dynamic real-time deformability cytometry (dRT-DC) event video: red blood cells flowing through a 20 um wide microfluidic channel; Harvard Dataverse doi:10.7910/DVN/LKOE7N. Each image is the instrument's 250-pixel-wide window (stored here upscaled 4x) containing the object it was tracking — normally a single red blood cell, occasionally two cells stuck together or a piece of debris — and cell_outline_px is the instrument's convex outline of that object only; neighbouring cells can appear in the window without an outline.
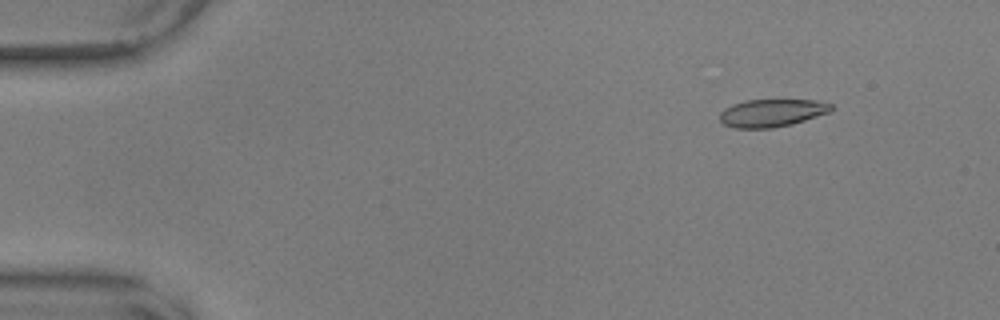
{"species": "common noctule bat (a hibernating species)", "species_latin": "Nyctalus noctula", "temperature_condition": "warm", "stored_images_in_passage": 57, "camera_frame_rate_fps": 3000, "um_per_image_px": 0.085, "animal": {"sex": "male", "body_mass_g": 17.9, "forearm_length_mm": 54.2}, "frame": {"image": 1, "passage_image": 7, "time_ms": 2.0, "image_size_px": [1000, 320], "cell_outline_px": [[832, 108], [828, 112], [792, 124], [772, 128], [732, 128], [724, 124], [720, 120], [720, 112], [724, 108], [732, 104], [744, 100], [816, 100], [832, 104]], "centroid_in_image_um": [65.55, 9.6], "position_along_channel_um": 19.4, "area_um2": 17.92}}
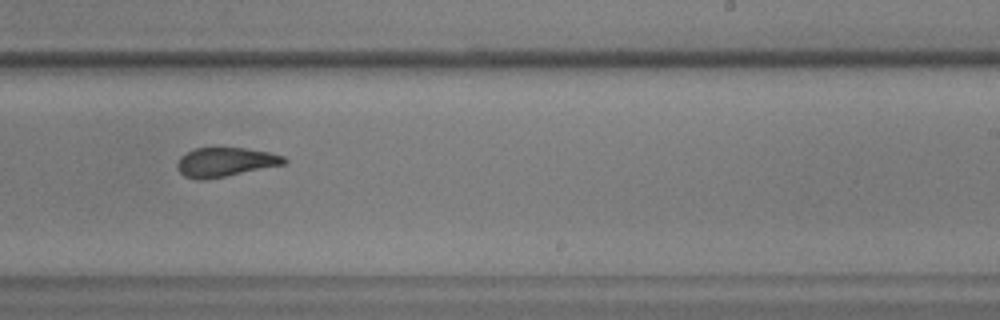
{"frame": {"image": 2, "passage_image": 36, "time_ms": 11.667, "image_size_px": [1000, 320], "cell_outline_px": [[288, 160], [284, 164], [204, 180], [196, 180], [184, 176], [176, 168], [176, 164], [180, 156], [196, 148], [244, 148], [268, 152], [284, 156]], "centroid_in_image_um": [19.11, 13.78], "position_along_channel_um": 269.9, "area_um2": 17.98}}
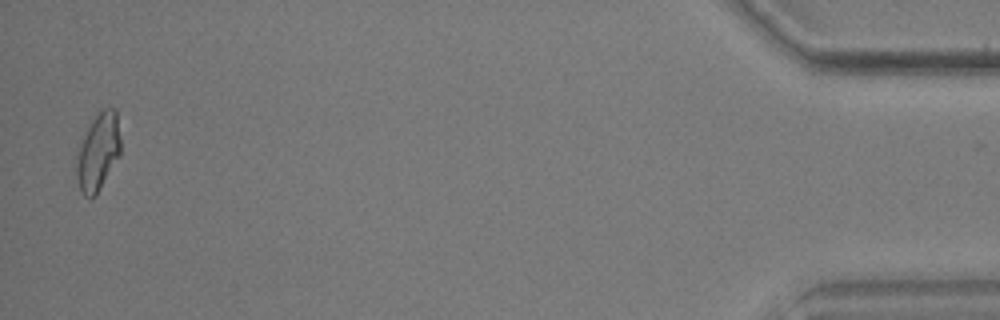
{"frame": {"image": 3, "passage_image": 56, "time_ms": 18.333, "image_size_px": [1000, 320], "cell_outline_px": [[120, 156], [96, 196], [92, 200], [84, 196], [80, 192], [76, 176], [76, 164], [80, 144], [92, 120], [104, 108], [116, 108], [120, 136]], "centroid_in_image_um": [8.35, 12.98], "position_along_channel_um": 426.8, "area_um2": 19.94}, "authors_computed_cell_mechanics": {"area_um2": 19.1318, "velocity_mm_per_s": 3.5957, "shape_relaxation_time_tau1_ms": 7.3104, "shape_relaxation_time_tau2_ms": 2.0021, "deformation_change_tau1": 0.1922, "deformation_change_tau2": 0.1003}}